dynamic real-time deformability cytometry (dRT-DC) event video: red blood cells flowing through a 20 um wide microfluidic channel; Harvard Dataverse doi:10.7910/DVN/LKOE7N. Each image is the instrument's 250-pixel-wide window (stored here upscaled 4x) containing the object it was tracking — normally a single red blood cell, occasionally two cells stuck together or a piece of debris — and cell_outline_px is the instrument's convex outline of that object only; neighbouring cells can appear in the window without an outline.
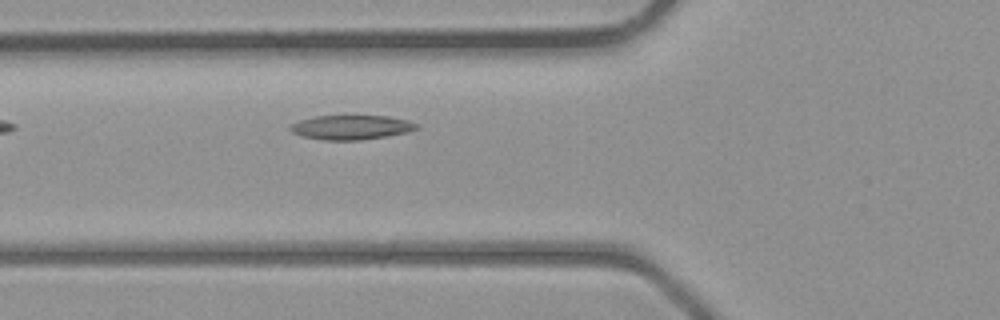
{"species": "common noctule bat (a hibernating species)", "species_latin": "Nyctalus noctula", "temperature_condition": "room temperature", "stored_images_in_passage": 3, "camera_frame_rate_fps": 3000, "um_per_image_px": 0.085, "animal": {"sex": "male", "body_mass_g": 23.1, "forearm_length_mm": 52.7}, "frame": {"image": 1, "passage_image": 3, "time_ms": 2.333, "image_size_px": [1000, 320], "cell_outline_px": [[416, 128], [408, 132], [360, 140], [324, 140], [304, 136], [292, 132], [288, 128], [292, 124], [300, 120], [316, 116], [388, 116], [404, 120], [416, 124]], "centroid_in_image_um": [29.8, 10.82], "position_along_channel_um": 96.0, "area_um2": 17.51}}